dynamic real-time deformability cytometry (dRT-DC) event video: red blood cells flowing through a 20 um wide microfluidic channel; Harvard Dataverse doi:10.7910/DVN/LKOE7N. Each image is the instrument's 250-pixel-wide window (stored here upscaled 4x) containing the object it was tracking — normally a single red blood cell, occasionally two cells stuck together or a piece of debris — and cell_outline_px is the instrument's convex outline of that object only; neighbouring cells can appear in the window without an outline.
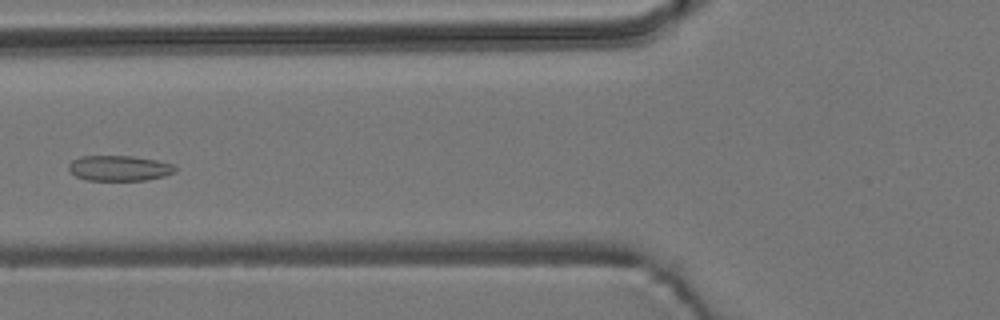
{"species": "common noctule bat (a hibernating species)", "species_latin": "Nyctalus noctula", "temperature_condition": "room temperature", "stored_images_in_passage": 7, "camera_frame_rate_fps": 3000, "um_per_image_px": 0.085, "animal": {"sex": "male", "body_mass_g": 19.2, "forearm_length_mm": 51.8}, "frame": {"image": 1, "passage_image": 4, "time_ms": 1.0, "image_size_px": [1000, 320], "cell_outline_px": [[176, 172], [164, 176], [144, 180], [88, 180], [76, 176], [68, 168], [68, 164], [72, 160], [80, 156], [132, 156], [156, 160], [172, 164], [176, 168]], "centroid_in_image_um": [10.13, 14.29], "position_along_channel_um": 115.7, "area_um2": 15.66}}
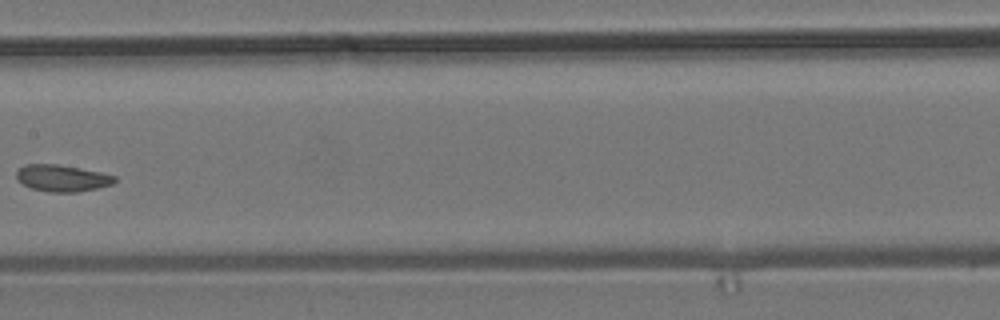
{"frame": {"image": 2, "passage_image": 6, "time_ms": 1.667, "image_size_px": [1000, 320], "cell_outline_px": [[116, 180], [112, 184], [96, 188], [76, 192], [48, 192], [28, 188], [16, 176], [16, 172], [24, 164], [56, 164], [80, 168], [100, 172], [116, 176]], "centroid_in_image_um": [5.27, 15.14], "position_along_channel_um": 202.1, "area_um2": 15.2}}
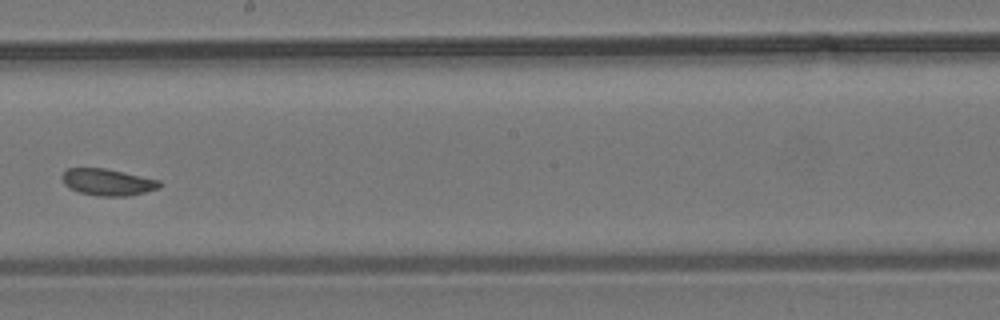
{"frame": {"image": 3, "passage_image": 7, "time_ms": 2.0, "image_size_px": [1000, 320], "cell_outline_px": [[160, 188], [128, 196], [96, 196], [80, 192], [68, 188], [64, 184], [60, 176], [68, 168], [104, 168], [160, 180]], "centroid_in_image_um": [9.12, 15.48], "position_along_channel_um": 239.1, "area_um2": 15.14}}